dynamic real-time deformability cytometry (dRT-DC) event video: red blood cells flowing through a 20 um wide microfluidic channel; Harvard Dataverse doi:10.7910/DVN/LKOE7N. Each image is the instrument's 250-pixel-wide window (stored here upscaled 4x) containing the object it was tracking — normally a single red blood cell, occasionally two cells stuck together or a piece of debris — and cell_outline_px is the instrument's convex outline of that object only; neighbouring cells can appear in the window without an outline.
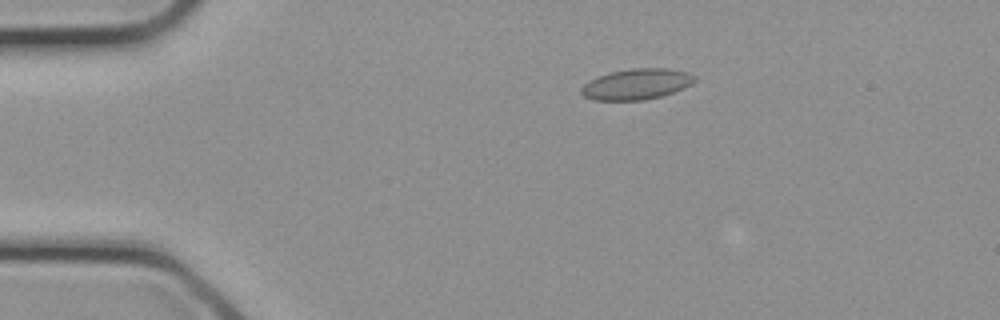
{"species": "common noctule bat (a hibernating species)", "species_latin": "Nyctalus noctula", "temperature_condition": "cold", "stored_images_in_passage": 31, "camera_frame_rate_fps": 3000, "um_per_image_px": 0.085, "animal": {"sex": "female", "body_mass_g": 21.9}, "frame": {"image": 1, "passage_image": 6, "time_ms": 1.667, "image_size_px": [1000, 320], "cell_outline_px": [[696, 80], [692, 84], [684, 88], [660, 96], [644, 100], [592, 100], [584, 96], [580, 92], [580, 88], [588, 80], [596, 76], [612, 72], [632, 68], [668, 68], [688, 72], [696, 76]], "centroid_in_image_um": [54.09, 7.14], "position_along_channel_um": 30.9, "area_um2": 20.46}}
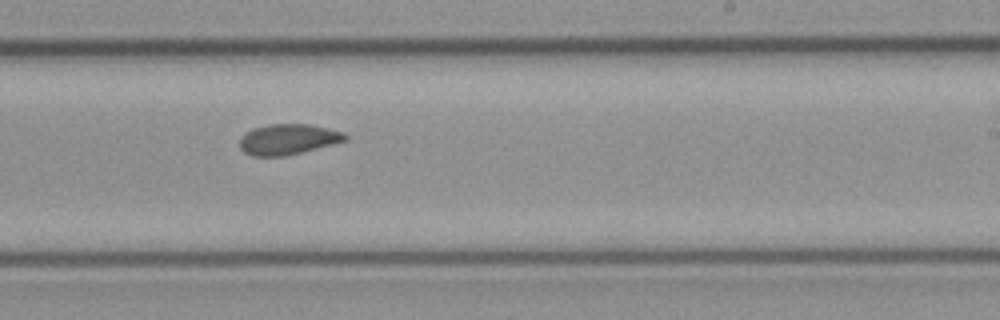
{"frame": {"image": 2, "passage_image": 19, "time_ms": 6.0, "image_size_px": [1000, 320], "cell_outline_px": [[348, 140], [284, 156], [252, 156], [244, 152], [240, 148], [240, 136], [252, 128], [268, 124], [308, 124], [344, 132], [348, 136]], "centroid_in_image_um": [24.45, 11.83], "position_along_channel_um": 264.5, "area_um2": 18.73}}
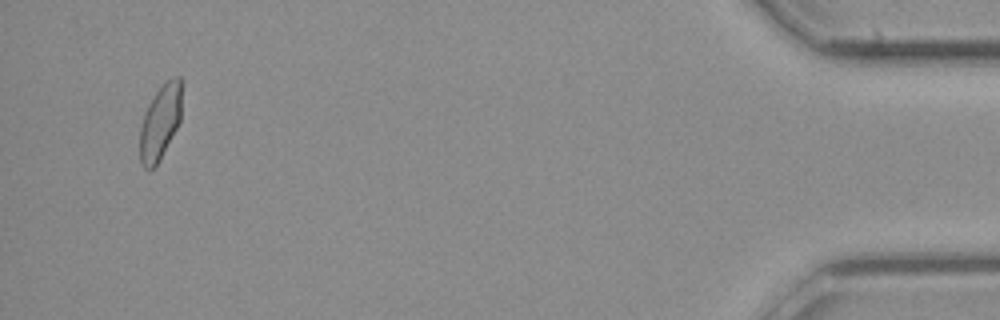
{"frame": {"image": 3, "passage_image": 30, "time_ms": 9.667, "image_size_px": [1000, 320], "cell_outline_px": [[180, 120], [160, 160], [152, 168], [144, 168], [140, 164], [140, 128], [144, 112], [148, 104], [156, 92], [172, 76], [180, 76]], "centroid_in_image_um": [13.59, 10.4], "position_along_channel_um": 421.6, "area_um2": 17.86}}